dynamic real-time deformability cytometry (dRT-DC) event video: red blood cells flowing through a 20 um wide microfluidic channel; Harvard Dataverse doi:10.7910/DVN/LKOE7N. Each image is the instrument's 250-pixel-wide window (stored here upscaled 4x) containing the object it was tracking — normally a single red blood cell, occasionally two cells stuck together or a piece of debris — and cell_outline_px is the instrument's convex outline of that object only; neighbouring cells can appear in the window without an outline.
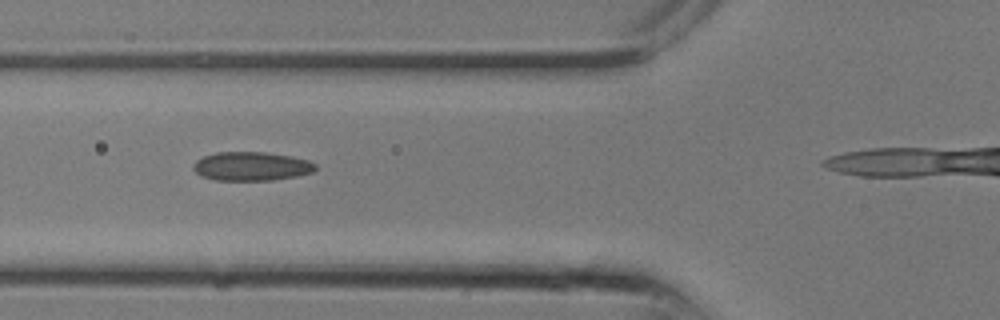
{"species": "common noctule bat (a hibernating species)", "species_latin": "Nyctalus noctula", "temperature_condition": "room temperature", "stored_images_in_passage": 8, "camera_frame_rate_fps": 3000, "um_per_image_px": 0.085, "animal": {"sex": "male", "body_mass_g": 13.3}, "frame": {"image": 1, "passage_image": 6, "time_ms": 1.667, "image_size_px": [1000, 320], "cell_outline_px": [[316, 168], [312, 172], [296, 176], [272, 180], [216, 180], [200, 176], [192, 168], [196, 160], [204, 156], [216, 152], [264, 152], [292, 156], [308, 160], [316, 164]], "centroid_in_image_um": [21.36, 14.13], "position_along_channel_um": 104.4, "area_um2": 20.52}}